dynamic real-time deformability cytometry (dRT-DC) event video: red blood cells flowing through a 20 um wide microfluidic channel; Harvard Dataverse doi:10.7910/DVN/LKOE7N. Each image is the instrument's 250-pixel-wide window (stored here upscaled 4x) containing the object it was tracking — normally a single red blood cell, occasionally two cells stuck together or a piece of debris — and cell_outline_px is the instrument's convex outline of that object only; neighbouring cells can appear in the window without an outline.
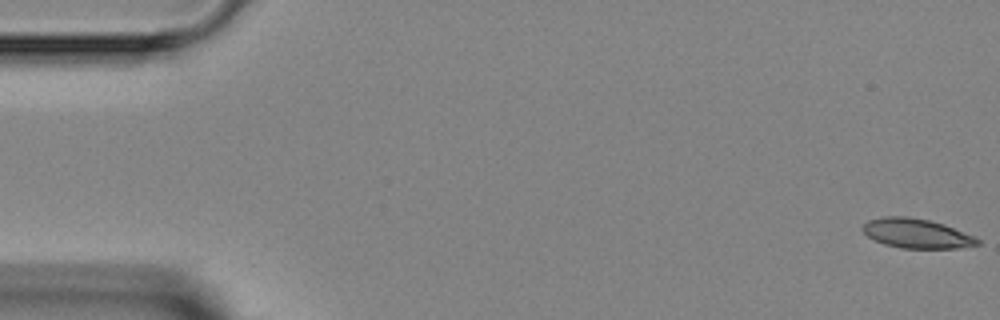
{"species": "Egyptian fruit bat (a non-hibernating species)", "species_latin": "Rousettus aegyptiacus", "temperature_condition": "room temperature", "stored_images_in_passage": 7, "camera_frame_rate_fps": 3000, "um_per_image_px": 0.085, "animal": {"sex": "female"}, "frame": {"image": 1, "passage_image": 1, "time_ms": 0.0, "image_size_px": [1000, 320], "cell_outline_px": [[980, 244], [956, 248], [900, 248], [884, 244], [868, 236], [860, 228], [868, 220], [884, 216], [908, 216], [928, 220], [944, 224], [976, 236], [980, 240]], "centroid_in_image_um": [77.92, 19.83], "position_along_channel_um": 7.1, "area_um2": 19.77}}
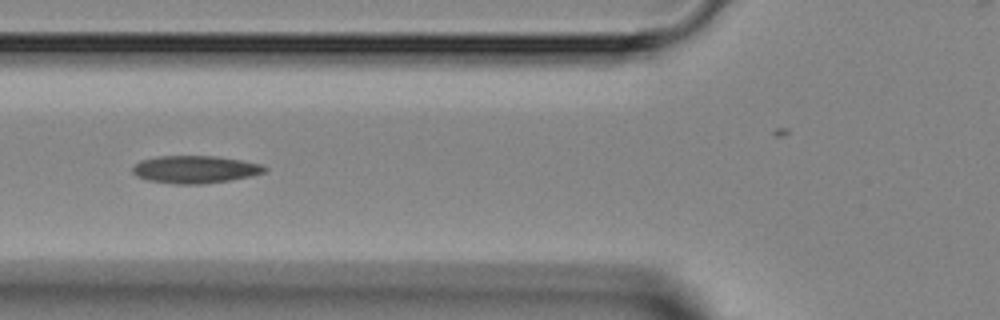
{"frame": {"image": 2, "passage_image": 5, "time_ms": 5.667, "image_size_px": [1000, 320], "cell_outline_px": [[268, 168], [264, 172], [252, 176], [228, 180], [200, 184], [176, 184], [148, 180], [136, 176], [132, 172], [132, 168], [140, 160], [156, 156], [216, 156], [240, 160], [260, 164]], "centroid_in_image_um": [16.55, 14.39], "position_along_channel_um": 109.2, "area_um2": 21.1}}
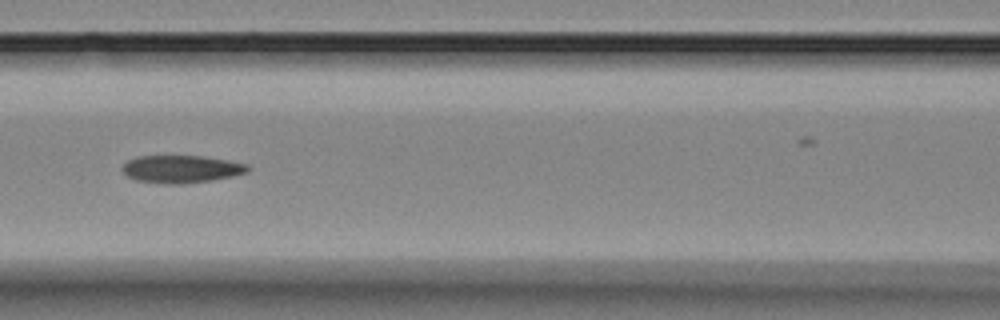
{"frame": {"image": 3, "passage_image": 6, "time_ms": 6.667, "image_size_px": [1000, 320], "cell_outline_px": [[248, 172], [232, 176], [212, 180], [184, 184], [164, 184], [136, 180], [128, 176], [120, 168], [128, 160], [136, 156], [200, 156], [248, 164]], "centroid_in_image_um": [15.37, 14.38], "position_along_channel_um": 151.2, "area_um2": 20.06}}